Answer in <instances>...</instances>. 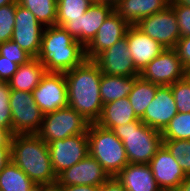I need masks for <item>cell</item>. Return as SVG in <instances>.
<instances>
[{
  "instance_id": "cell-1",
  "label": "cell",
  "mask_w": 190,
  "mask_h": 191,
  "mask_svg": "<svg viewBox=\"0 0 190 191\" xmlns=\"http://www.w3.org/2000/svg\"><path fill=\"white\" fill-rule=\"evenodd\" d=\"M67 84L68 106L90 123L100 118L103 102L100 97L102 72L93 60L85 59L72 70L64 72Z\"/></svg>"
},
{
  "instance_id": "cell-2",
  "label": "cell",
  "mask_w": 190,
  "mask_h": 191,
  "mask_svg": "<svg viewBox=\"0 0 190 191\" xmlns=\"http://www.w3.org/2000/svg\"><path fill=\"white\" fill-rule=\"evenodd\" d=\"M11 160L36 185L57 182V175L51 165L49 146L37 134L12 135Z\"/></svg>"
},
{
  "instance_id": "cell-3",
  "label": "cell",
  "mask_w": 190,
  "mask_h": 191,
  "mask_svg": "<svg viewBox=\"0 0 190 191\" xmlns=\"http://www.w3.org/2000/svg\"><path fill=\"white\" fill-rule=\"evenodd\" d=\"M46 72H66L80 65L85 59V47L63 27H45L40 52L37 56Z\"/></svg>"
},
{
  "instance_id": "cell-4",
  "label": "cell",
  "mask_w": 190,
  "mask_h": 191,
  "mask_svg": "<svg viewBox=\"0 0 190 191\" xmlns=\"http://www.w3.org/2000/svg\"><path fill=\"white\" fill-rule=\"evenodd\" d=\"M112 132L122 141L129 163L148 164L162 146V133L140 119L115 126Z\"/></svg>"
},
{
  "instance_id": "cell-5",
  "label": "cell",
  "mask_w": 190,
  "mask_h": 191,
  "mask_svg": "<svg viewBox=\"0 0 190 191\" xmlns=\"http://www.w3.org/2000/svg\"><path fill=\"white\" fill-rule=\"evenodd\" d=\"M87 135L89 154L101 164L110 177L116 176L129 164L124 145L112 130L90 123Z\"/></svg>"
},
{
  "instance_id": "cell-6",
  "label": "cell",
  "mask_w": 190,
  "mask_h": 191,
  "mask_svg": "<svg viewBox=\"0 0 190 191\" xmlns=\"http://www.w3.org/2000/svg\"><path fill=\"white\" fill-rule=\"evenodd\" d=\"M90 122L71 107L44 114L37 135L47 144L77 134H87Z\"/></svg>"
},
{
  "instance_id": "cell-7",
  "label": "cell",
  "mask_w": 190,
  "mask_h": 191,
  "mask_svg": "<svg viewBox=\"0 0 190 191\" xmlns=\"http://www.w3.org/2000/svg\"><path fill=\"white\" fill-rule=\"evenodd\" d=\"M12 127L11 133L37 134L40 130L44 114L34 102L31 92L11 90L9 98Z\"/></svg>"
},
{
  "instance_id": "cell-8",
  "label": "cell",
  "mask_w": 190,
  "mask_h": 191,
  "mask_svg": "<svg viewBox=\"0 0 190 191\" xmlns=\"http://www.w3.org/2000/svg\"><path fill=\"white\" fill-rule=\"evenodd\" d=\"M136 26L159 42L164 49H175L181 38L176 14L170 5L160 12L141 19Z\"/></svg>"
},
{
  "instance_id": "cell-9",
  "label": "cell",
  "mask_w": 190,
  "mask_h": 191,
  "mask_svg": "<svg viewBox=\"0 0 190 191\" xmlns=\"http://www.w3.org/2000/svg\"><path fill=\"white\" fill-rule=\"evenodd\" d=\"M32 94L43 114L68 107L67 84L63 72H46Z\"/></svg>"
},
{
  "instance_id": "cell-10",
  "label": "cell",
  "mask_w": 190,
  "mask_h": 191,
  "mask_svg": "<svg viewBox=\"0 0 190 191\" xmlns=\"http://www.w3.org/2000/svg\"><path fill=\"white\" fill-rule=\"evenodd\" d=\"M51 165L56 175L72 167L89 154L87 134H77L48 143Z\"/></svg>"
},
{
  "instance_id": "cell-11",
  "label": "cell",
  "mask_w": 190,
  "mask_h": 191,
  "mask_svg": "<svg viewBox=\"0 0 190 191\" xmlns=\"http://www.w3.org/2000/svg\"><path fill=\"white\" fill-rule=\"evenodd\" d=\"M185 68L175 49H165L141 72L140 76L159 86H170L185 77Z\"/></svg>"
},
{
  "instance_id": "cell-12",
  "label": "cell",
  "mask_w": 190,
  "mask_h": 191,
  "mask_svg": "<svg viewBox=\"0 0 190 191\" xmlns=\"http://www.w3.org/2000/svg\"><path fill=\"white\" fill-rule=\"evenodd\" d=\"M44 28L28 9L16 2L15 25L11 40L32 58H37L40 52Z\"/></svg>"
},
{
  "instance_id": "cell-13",
  "label": "cell",
  "mask_w": 190,
  "mask_h": 191,
  "mask_svg": "<svg viewBox=\"0 0 190 191\" xmlns=\"http://www.w3.org/2000/svg\"><path fill=\"white\" fill-rule=\"evenodd\" d=\"M114 8L102 2H93L88 10L79 18L71 19L63 28L84 47L95 37L102 23Z\"/></svg>"
},
{
  "instance_id": "cell-14",
  "label": "cell",
  "mask_w": 190,
  "mask_h": 191,
  "mask_svg": "<svg viewBox=\"0 0 190 191\" xmlns=\"http://www.w3.org/2000/svg\"><path fill=\"white\" fill-rule=\"evenodd\" d=\"M93 61L106 75L133 77L140 74L131 59L126 36L99 53Z\"/></svg>"
},
{
  "instance_id": "cell-15",
  "label": "cell",
  "mask_w": 190,
  "mask_h": 191,
  "mask_svg": "<svg viewBox=\"0 0 190 191\" xmlns=\"http://www.w3.org/2000/svg\"><path fill=\"white\" fill-rule=\"evenodd\" d=\"M148 165L162 191H175L187 176L163 144Z\"/></svg>"
},
{
  "instance_id": "cell-16",
  "label": "cell",
  "mask_w": 190,
  "mask_h": 191,
  "mask_svg": "<svg viewBox=\"0 0 190 191\" xmlns=\"http://www.w3.org/2000/svg\"><path fill=\"white\" fill-rule=\"evenodd\" d=\"M110 176L101 164L88 154L84 159L57 175L58 185L101 186Z\"/></svg>"
},
{
  "instance_id": "cell-17",
  "label": "cell",
  "mask_w": 190,
  "mask_h": 191,
  "mask_svg": "<svg viewBox=\"0 0 190 191\" xmlns=\"http://www.w3.org/2000/svg\"><path fill=\"white\" fill-rule=\"evenodd\" d=\"M178 113L170 86H159L156 95L140 119L144 124L163 132L170 120Z\"/></svg>"
},
{
  "instance_id": "cell-18",
  "label": "cell",
  "mask_w": 190,
  "mask_h": 191,
  "mask_svg": "<svg viewBox=\"0 0 190 191\" xmlns=\"http://www.w3.org/2000/svg\"><path fill=\"white\" fill-rule=\"evenodd\" d=\"M129 27L130 25L113 10L102 23L92 41L85 47L86 59L93 60L99 53L124 38Z\"/></svg>"
},
{
  "instance_id": "cell-19",
  "label": "cell",
  "mask_w": 190,
  "mask_h": 191,
  "mask_svg": "<svg viewBox=\"0 0 190 191\" xmlns=\"http://www.w3.org/2000/svg\"><path fill=\"white\" fill-rule=\"evenodd\" d=\"M125 36L131 59L139 72L165 50L159 42L143 33L136 25H130Z\"/></svg>"
},
{
  "instance_id": "cell-20",
  "label": "cell",
  "mask_w": 190,
  "mask_h": 191,
  "mask_svg": "<svg viewBox=\"0 0 190 191\" xmlns=\"http://www.w3.org/2000/svg\"><path fill=\"white\" fill-rule=\"evenodd\" d=\"M115 177L126 191H162L148 164L129 163Z\"/></svg>"
},
{
  "instance_id": "cell-21",
  "label": "cell",
  "mask_w": 190,
  "mask_h": 191,
  "mask_svg": "<svg viewBox=\"0 0 190 191\" xmlns=\"http://www.w3.org/2000/svg\"><path fill=\"white\" fill-rule=\"evenodd\" d=\"M171 0H121L114 11L129 25L166 9Z\"/></svg>"
},
{
  "instance_id": "cell-22",
  "label": "cell",
  "mask_w": 190,
  "mask_h": 191,
  "mask_svg": "<svg viewBox=\"0 0 190 191\" xmlns=\"http://www.w3.org/2000/svg\"><path fill=\"white\" fill-rule=\"evenodd\" d=\"M137 119L139 118L136 116L128 97H124L103 104L101 116L96 121V124L112 130L115 126L127 124Z\"/></svg>"
},
{
  "instance_id": "cell-23",
  "label": "cell",
  "mask_w": 190,
  "mask_h": 191,
  "mask_svg": "<svg viewBox=\"0 0 190 191\" xmlns=\"http://www.w3.org/2000/svg\"><path fill=\"white\" fill-rule=\"evenodd\" d=\"M45 73V67L39 60L32 58L27 63L19 65L17 71L8 82L10 89L32 93Z\"/></svg>"
},
{
  "instance_id": "cell-24",
  "label": "cell",
  "mask_w": 190,
  "mask_h": 191,
  "mask_svg": "<svg viewBox=\"0 0 190 191\" xmlns=\"http://www.w3.org/2000/svg\"><path fill=\"white\" fill-rule=\"evenodd\" d=\"M135 84V76H114L102 73L100 81V97L103 104H107L127 97Z\"/></svg>"
},
{
  "instance_id": "cell-25",
  "label": "cell",
  "mask_w": 190,
  "mask_h": 191,
  "mask_svg": "<svg viewBox=\"0 0 190 191\" xmlns=\"http://www.w3.org/2000/svg\"><path fill=\"white\" fill-rule=\"evenodd\" d=\"M158 87L159 85L143 79L140 75L135 76V84L127 97L139 119L143 117L145 109L155 97Z\"/></svg>"
},
{
  "instance_id": "cell-26",
  "label": "cell",
  "mask_w": 190,
  "mask_h": 191,
  "mask_svg": "<svg viewBox=\"0 0 190 191\" xmlns=\"http://www.w3.org/2000/svg\"><path fill=\"white\" fill-rule=\"evenodd\" d=\"M35 185L12 160L0 172V191H30Z\"/></svg>"
},
{
  "instance_id": "cell-27",
  "label": "cell",
  "mask_w": 190,
  "mask_h": 191,
  "mask_svg": "<svg viewBox=\"0 0 190 191\" xmlns=\"http://www.w3.org/2000/svg\"><path fill=\"white\" fill-rule=\"evenodd\" d=\"M28 9L44 27L56 25L57 0H17Z\"/></svg>"
},
{
  "instance_id": "cell-28",
  "label": "cell",
  "mask_w": 190,
  "mask_h": 191,
  "mask_svg": "<svg viewBox=\"0 0 190 191\" xmlns=\"http://www.w3.org/2000/svg\"><path fill=\"white\" fill-rule=\"evenodd\" d=\"M92 4V0H57L56 25L63 27L71 19L81 17Z\"/></svg>"
},
{
  "instance_id": "cell-29",
  "label": "cell",
  "mask_w": 190,
  "mask_h": 191,
  "mask_svg": "<svg viewBox=\"0 0 190 191\" xmlns=\"http://www.w3.org/2000/svg\"><path fill=\"white\" fill-rule=\"evenodd\" d=\"M162 140H190V112H178L162 132Z\"/></svg>"
},
{
  "instance_id": "cell-30",
  "label": "cell",
  "mask_w": 190,
  "mask_h": 191,
  "mask_svg": "<svg viewBox=\"0 0 190 191\" xmlns=\"http://www.w3.org/2000/svg\"><path fill=\"white\" fill-rule=\"evenodd\" d=\"M163 145L178 161L186 175L190 174V140H163Z\"/></svg>"
},
{
  "instance_id": "cell-31",
  "label": "cell",
  "mask_w": 190,
  "mask_h": 191,
  "mask_svg": "<svg viewBox=\"0 0 190 191\" xmlns=\"http://www.w3.org/2000/svg\"><path fill=\"white\" fill-rule=\"evenodd\" d=\"M176 109L181 113L190 112V82L186 77L170 85Z\"/></svg>"
},
{
  "instance_id": "cell-32",
  "label": "cell",
  "mask_w": 190,
  "mask_h": 191,
  "mask_svg": "<svg viewBox=\"0 0 190 191\" xmlns=\"http://www.w3.org/2000/svg\"><path fill=\"white\" fill-rule=\"evenodd\" d=\"M16 3L0 7V44L11 40L15 25Z\"/></svg>"
},
{
  "instance_id": "cell-33",
  "label": "cell",
  "mask_w": 190,
  "mask_h": 191,
  "mask_svg": "<svg viewBox=\"0 0 190 191\" xmlns=\"http://www.w3.org/2000/svg\"><path fill=\"white\" fill-rule=\"evenodd\" d=\"M11 89L8 82L0 84V127L11 132L12 116L9 103Z\"/></svg>"
},
{
  "instance_id": "cell-34",
  "label": "cell",
  "mask_w": 190,
  "mask_h": 191,
  "mask_svg": "<svg viewBox=\"0 0 190 191\" xmlns=\"http://www.w3.org/2000/svg\"><path fill=\"white\" fill-rule=\"evenodd\" d=\"M0 55L18 65L27 63L30 59H32V57L13 40L0 44Z\"/></svg>"
},
{
  "instance_id": "cell-35",
  "label": "cell",
  "mask_w": 190,
  "mask_h": 191,
  "mask_svg": "<svg viewBox=\"0 0 190 191\" xmlns=\"http://www.w3.org/2000/svg\"><path fill=\"white\" fill-rule=\"evenodd\" d=\"M170 6L176 14L181 37L190 36V6L171 0Z\"/></svg>"
},
{
  "instance_id": "cell-36",
  "label": "cell",
  "mask_w": 190,
  "mask_h": 191,
  "mask_svg": "<svg viewBox=\"0 0 190 191\" xmlns=\"http://www.w3.org/2000/svg\"><path fill=\"white\" fill-rule=\"evenodd\" d=\"M175 50L185 70L190 68V36L181 37L177 42Z\"/></svg>"
},
{
  "instance_id": "cell-37",
  "label": "cell",
  "mask_w": 190,
  "mask_h": 191,
  "mask_svg": "<svg viewBox=\"0 0 190 191\" xmlns=\"http://www.w3.org/2000/svg\"><path fill=\"white\" fill-rule=\"evenodd\" d=\"M19 65L0 55V79L9 82Z\"/></svg>"
},
{
  "instance_id": "cell-38",
  "label": "cell",
  "mask_w": 190,
  "mask_h": 191,
  "mask_svg": "<svg viewBox=\"0 0 190 191\" xmlns=\"http://www.w3.org/2000/svg\"><path fill=\"white\" fill-rule=\"evenodd\" d=\"M99 191H126L121 182L115 177H109L101 186Z\"/></svg>"
},
{
  "instance_id": "cell-39",
  "label": "cell",
  "mask_w": 190,
  "mask_h": 191,
  "mask_svg": "<svg viewBox=\"0 0 190 191\" xmlns=\"http://www.w3.org/2000/svg\"><path fill=\"white\" fill-rule=\"evenodd\" d=\"M11 160V145H0V172Z\"/></svg>"
},
{
  "instance_id": "cell-40",
  "label": "cell",
  "mask_w": 190,
  "mask_h": 191,
  "mask_svg": "<svg viewBox=\"0 0 190 191\" xmlns=\"http://www.w3.org/2000/svg\"><path fill=\"white\" fill-rule=\"evenodd\" d=\"M61 191H99L98 186H90V185H59Z\"/></svg>"
},
{
  "instance_id": "cell-41",
  "label": "cell",
  "mask_w": 190,
  "mask_h": 191,
  "mask_svg": "<svg viewBox=\"0 0 190 191\" xmlns=\"http://www.w3.org/2000/svg\"><path fill=\"white\" fill-rule=\"evenodd\" d=\"M12 135L8 129L0 127V145H11Z\"/></svg>"
},
{
  "instance_id": "cell-42",
  "label": "cell",
  "mask_w": 190,
  "mask_h": 191,
  "mask_svg": "<svg viewBox=\"0 0 190 191\" xmlns=\"http://www.w3.org/2000/svg\"><path fill=\"white\" fill-rule=\"evenodd\" d=\"M175 191H190V174L185 177V179Z\"/></svg>"
},
{
  "instance_id": "cell-43",
  "label": "cell",
  "mask_w": 190,
  "mask_h": 191,
  "mask_svg": "<svg viewBox=\"0 0 190 191\" xmlns=\"http://www.w3.org/2000/svg\"><path fill=\"white\" fill-rule=\"evenodd\" d=\"M42 191H61V188L57 183L51 185H42Z\"/></svg>"
},
{
  "instance_id": "cell-44",
  "label": "cell",
  "mask_w": 190,
  "mask_h": 191,
  "mask_svg": "<svg viewBox=\"0 0 190 191\" xmlns=\"http://www.w3.org/2000/svg\"><path fill=\"white\" fill-rule=\"evenodd\" d=\"M121 0H103L104 4H108L112 6L113 8L116 7V5L120 2Z\"/></svg>"
},
{
  "instance_id": "cell-45",
  "label": "cell",
  "mask_w": 190,
  "mask_h": 191,
  "mask_svg": "<svg viewBox=\"0 0 190 191\" xmlns=\"http://www.w3.org/2000/svg\"><path fill=\"white\" fill-rule=\"evenodd\" d=\"M17 0H0V7L6 6L8 4L16 3Z\"/></svg>"
},
{
  "instance_id": "cell-46",
  "label": "cell",
  "mask_w": 190,
  "mask_h": 191,
  "mask_svg": "<svg viewBox=\"0 0 190 191\" xmlns=\"http://www.w3.org/2000/svg\"><path fill=\"white\" fill-rule=\"evenodd\" d=\"M30 191H42V185H35Z\"/></svg>"
},
{
  "instance_id": "cell-47",
  "label": "cell",
  "mask_w": 190,
  "mask_h": 191,
  "mask_svg": "<svg viewBox=\"0 0 190 191\" xmlns=\"http://www.w3.org/2000/svg\"><path fill=\"white\" fill-rule=\"evenodd\" d=\"M179 3L190 6V0H177Z\"/></svg>"
},
{
  "instance_id": "cell-48",
  "label": "cell",
  "mask_w": 190,
  "mask_h": 191,
  "mask_svg": "<svg viewBox=\"0 0 190 191\" xmlns=\"http://www.w3.org/2000/svg\"><path fill=\"white\" fill-rule=\"evenodd\" d=\"M185 77H186V78L188 79V81L190 82V68L186 69Z\"/></svg>"
},
{
  "instance_id": "cell-49",
  "label": "cell",
  "mask_w": 190,
  "mask_h": 191,
  "mask_svg": "<svg viewBox=\"0 0 190 191\" xmlns=\"http://www.w3.org/2000/svg\"><path fill=\"white\" fill-rule=\"evenodd\" d=\"M93 2H102L103 3V0H92Z\"/></svg>"
}]
</instances>
